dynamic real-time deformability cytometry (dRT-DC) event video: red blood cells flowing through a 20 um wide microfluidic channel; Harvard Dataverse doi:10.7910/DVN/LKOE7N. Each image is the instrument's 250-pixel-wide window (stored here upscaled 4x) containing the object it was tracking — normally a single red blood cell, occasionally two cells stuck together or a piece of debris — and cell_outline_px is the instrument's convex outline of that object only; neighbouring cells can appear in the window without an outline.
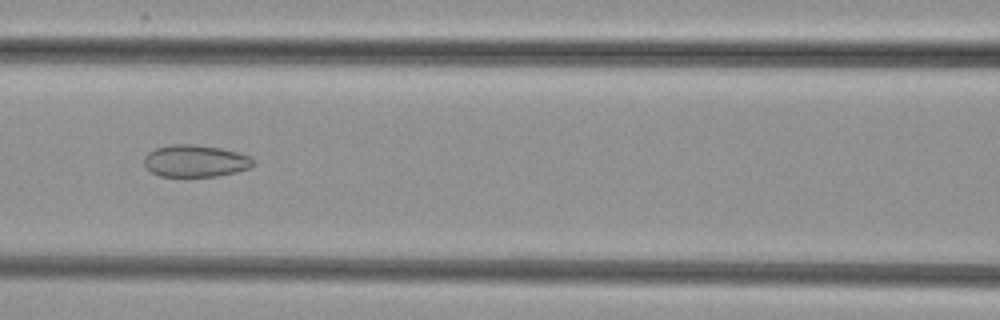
{"species": "common noctule bat (a hibernating species)", "species_latin": "Nyctalus noctula", "temperature_condition": "cold", "stored_images_in_passage": 34, "camera_frame_rate_fps": 3000, "um_per_image_px": 0.085, "animal": {"sex": "female", "body_mass_g": 29.2, "forearm_length_mm": 56.3}, "frame": {"image": 1, "passage_image": 16, "time_ms": 5.0, "image_size_px": [1000, 320], "cell_outline_px": [[256, 164], [252, 168], [236, 172], [216, 176], [160, 176], [152, 172], [144, 164], [144, 156], [148, 152], [156, 148], [172, 144], [192, 144], [220, 148], [236, 152], [248, 156], [256, 160]], "centroid_in_image_um": [16.63, 13.68], "position_along_channel_um": 150.0, "area_um2": 20.4}}
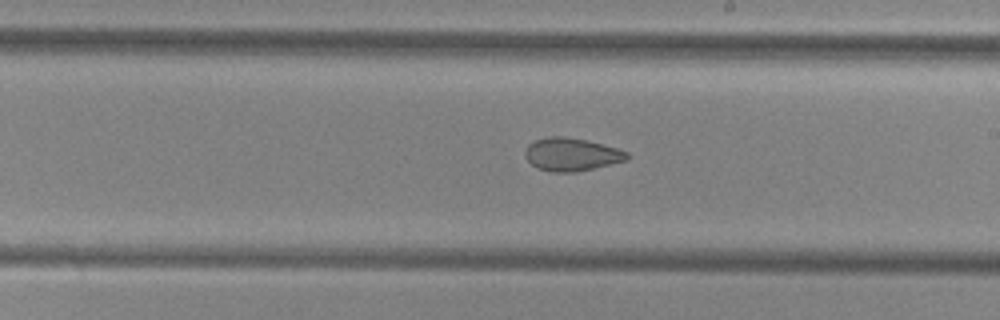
{"frame": {"image": 2, "passage_image": 23, "time_ms": 7.333, "image_size_px": [1000, 320], "cell_outline_px": [[628, 160], [576, 172], [552, 172], [540, 168], [532, 164], [524, 156], [524, 152], [528, 144], [536, 140], [548, 136], [564, 136], [588, 140], [616, 148], [628, 152]], "centroid_in_image_um": [48.57, 13.11], "position_along_channel_um": 240.4, "area_um2": 19.54}}
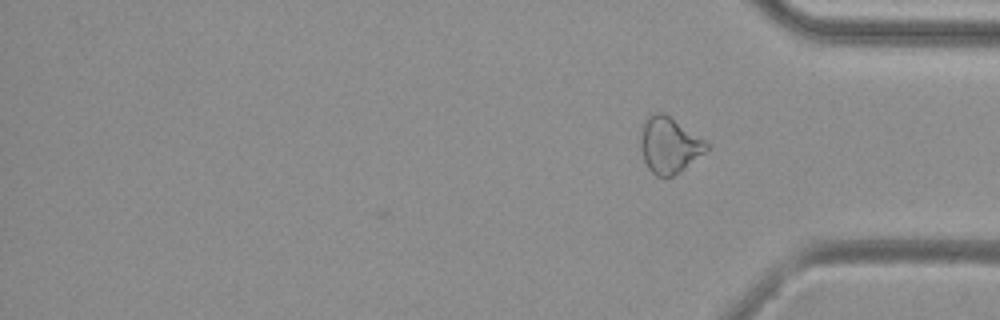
{"frame": {"image": 3, "passage_image": 34, "time_ms": 11.0, "image_size_px": [1000, 320], "cell_outline_px": [[712, 144], [704, 152], [680, 172], [672, 176], [656, 176], [648, 168], [644, 160], [640, 148], [640, 140], [644, 124], [648, 116], [652, 112], [664, 112]], "centroid_in_image_um": [56.9, 12.32], "position_along_channel_um": 378.3, "area_um2": 21.5}}